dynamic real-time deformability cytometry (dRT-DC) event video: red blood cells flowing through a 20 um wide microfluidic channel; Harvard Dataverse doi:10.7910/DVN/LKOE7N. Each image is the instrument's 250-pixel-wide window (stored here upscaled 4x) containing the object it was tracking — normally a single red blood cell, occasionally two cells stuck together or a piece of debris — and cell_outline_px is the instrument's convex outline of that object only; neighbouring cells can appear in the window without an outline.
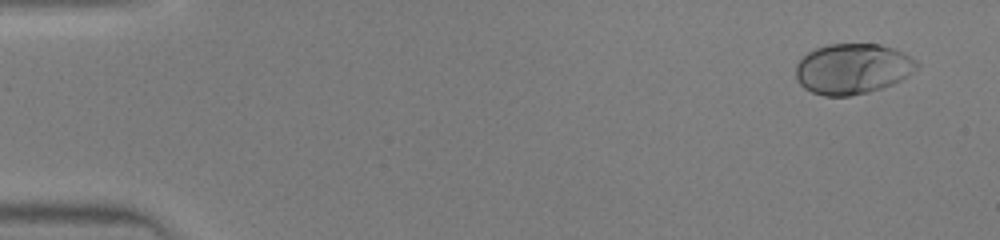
{"species": "human", "species_latin": "Homo sapiens", "temperature_condition": "warm", "stored_images_in_passage": 43, "camera_frame_rate_fps": 3000, "um_per_image_px": 0.085, "donor": {"sex": "male"}, "frame": {"image": 1, "passage_image": 1, "time_ms": 0.0, "image_size_px": [1000, 240], "cell_outline_px": [[920, 64], [908, 76], [892, 84], [868, 92], [848, 96], [824, 96], [812, 92], [804, 88], [796, 80], [796, 64], [808, 52], [816, 48], [828, 44], [880, 44], [896, 48], [904, 52], [916, 60]], "centroid_in_image_um": [72.47, 5.84], "position_along_channel_um": 12.5, "area_um2": 35.72}}
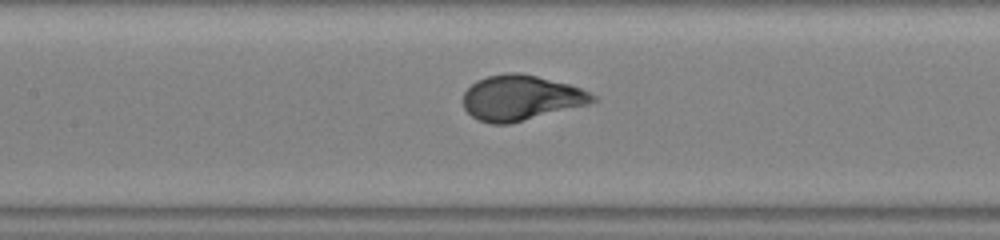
{"frame": {"image": 2, "passage_image": 20, "time_ms": 6.333, "image_size_px": [1000, 240], "cell_outline_px": [[596, 100], [588, 104], [508, 124], [492, 124], [480, 120], [472, 116], [464, 108], [464, 92], [476, 80], [488, 76], [504, 72], [520, 72], [568, 84], [580, 88], [596, 96]], "centroid_in_image_um": [44.25, 8.3], "position_along_channel_um": 163.1, "area_um2": 33.76}}
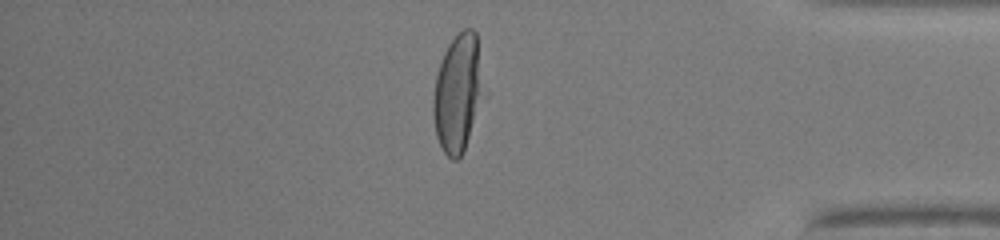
{"frame": {"image": 3, "passage_image": 37, "time_ms": 12.0, "image_size_px": [1000, 240], "cell_outline_px": [[488, 96], [464, 152], [456, 160], [452, 160], [444, 152], [436, 136], [432, 112], [432, 100], [436, 76], [444, 52], [448, 44], [464, 28], [472, 28], [476, 32], [488, 92]], "centroid_in_image_um": [39.01, 7.93], "position_along_channel_um": 396.2, "area_um2": 36.41}}